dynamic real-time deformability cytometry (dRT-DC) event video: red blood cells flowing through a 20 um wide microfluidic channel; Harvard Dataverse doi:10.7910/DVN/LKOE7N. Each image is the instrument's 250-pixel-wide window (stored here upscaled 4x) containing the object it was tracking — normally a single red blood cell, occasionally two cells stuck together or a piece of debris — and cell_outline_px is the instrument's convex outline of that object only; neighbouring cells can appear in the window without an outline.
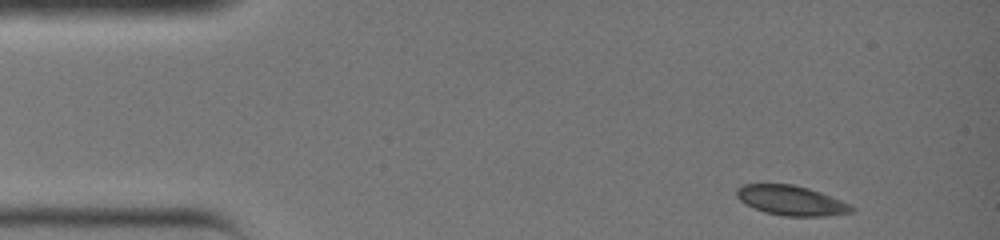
{"species": "common noctule bat (a hibernating species)", "species_latin": "Nyctalus noctula", "temperature_condition": "warm", "stored_images_in_passage": 3, "camera_frame_rate_fps": 3000, "um_per_image_px": 0.085, "animal": {"sex": "female", "body_mass_g": 19.0, "forearm_length_mm": 51.5}, "frame": {"image": 1, "passage_image": 1, "time_ms": 0.0, "image_size_px": [1000, 240], "cell_outline_px": [[856, 208], [852, 212], [828, 216], [784, 216], [764, 212], [744, 204], [736, 196], [736, 188], [744, 184], [792, 184], [808, 188], [820, 192], [840, 200]], "centroid_in_image_um": [67.22, 17.04], "position_along_channel_um": 17.8, "area_um2": 19.94}}